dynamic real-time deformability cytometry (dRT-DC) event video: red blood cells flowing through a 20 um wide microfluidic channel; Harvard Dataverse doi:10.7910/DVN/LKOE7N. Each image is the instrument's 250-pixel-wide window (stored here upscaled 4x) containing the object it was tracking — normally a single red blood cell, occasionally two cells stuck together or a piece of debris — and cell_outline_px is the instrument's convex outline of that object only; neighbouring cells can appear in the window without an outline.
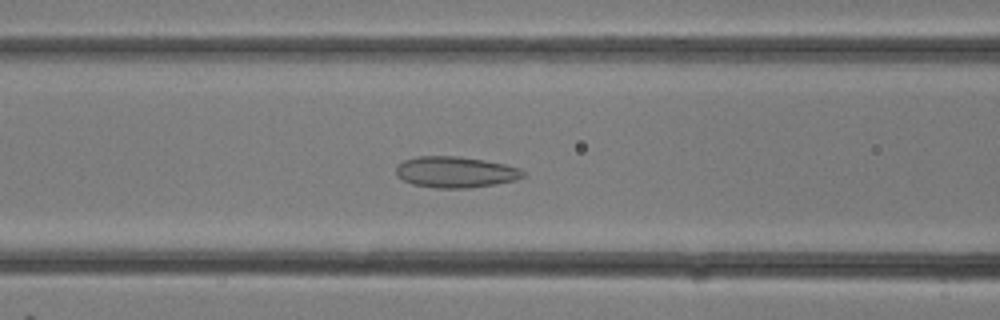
{"species": "common noctule bat (a hibernating species)", "species_latin": "Nyctalus noctula", "temperature_condition": "room temperature", "stored_images_in_passage": 31, "camera_frame_rate_fps": 3000, "um_per_image_px": 0.085, "animal": {"sex": "female"}, "frame": {"image": 1, "passage_image": 12, "time_ms": 3.667, "image_size_px": [1000, 320], "cell_outline_px": [[524, 176], [516, 180], [468, 188], [436, 188], [412, 184], [396, 176], [396, 164], [404, 160], [416, 156], [460, 156], [484, 160], [504, 164], [520, 168], [524, 172]], "centroid_in_image_um": [38.68, 14.62], "position_along_channel_um": 127.9, "area_um2": 23.06}}
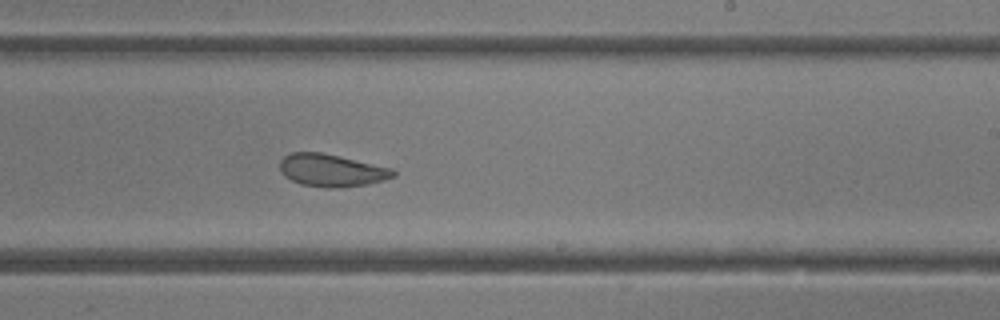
{"frame": {"image": 2, "passage_image": 18, "time_ms": 5.667, "image_size_px": [1000, 320], "cell_outline_px": [[396, 176], [384, 180], [368, 184], [340, 188], [324, 188], [300, 184], [284, 176], [280, 172], [280, 160], [284, 156], [292, 152], [320, 152], [340, 156], [392, 168], [396, 172]], "centroid_in_image_um": [28.18, 14.49], "position_along_channel_um": 260.8, "area_um2": 21.68}}
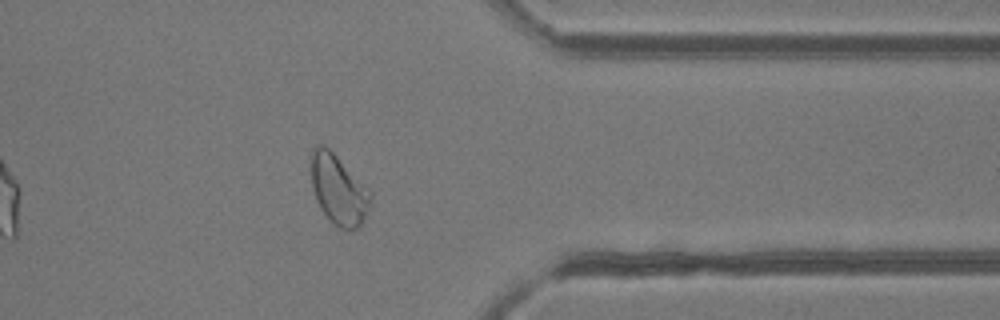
{"frame": {"image": 3, "passage_image": 24, "time_ms": 7.667, "image_size_px": [1000, 320], "cell_outline_px": [[372, 200], [368, 212], [360, 228], [348, 232], [340, 228], [320, 208], [316, 200], [312, 188], [312, 148], [316, 144], [324, 144], [372, 192]], "centroid_in_image_um": [28.81, 16.16], "position_along_channel_um": 382.6, "area_um2": 24.1}}